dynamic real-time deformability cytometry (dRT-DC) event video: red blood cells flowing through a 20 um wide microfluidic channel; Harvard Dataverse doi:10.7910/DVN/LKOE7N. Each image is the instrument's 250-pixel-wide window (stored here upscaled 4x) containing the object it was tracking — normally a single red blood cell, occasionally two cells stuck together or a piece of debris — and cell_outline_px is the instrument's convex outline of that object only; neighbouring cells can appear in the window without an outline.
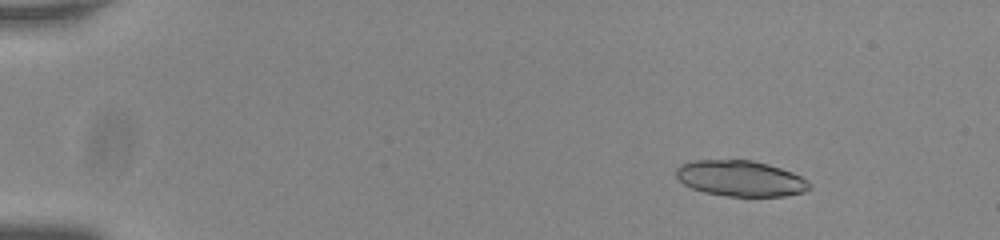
{"species": "common noctule bat (a hibernating species)", "species_latin": "Nyctalus noctula", "temperature_condition": "room temperature", "stored_images_in_passage": 51, "camera_frame_rate_fps": 3000, "um_per_image_px": 0.085, "animal": {"sex": "male", "body_mass_g": 20.0, "forearm_length_mm": 53.3}, "frame": {"image": 1, "passage_image": 3, "time_ms": 0.667, "image_size_px": [1000, 240], "cell_outline_px": [[812, 188], [804, 192], [784, 196], [728, 196], [704, 192], [692, 188], [684, 184], [676, 176], [676, 168], [680, 164], [692, 160], [752, 160], [768, 164], [792, 172], [808, 180], [812, 184]], "centroid_in_image_um": [62.96, 15.16], "position_along_channel_um": 22.0, "area_um2": 27.92}, "authors_computed_cell_mechanics": {"area_um2": 27.9174, "velocity_mm_per_s": 3.7594, "shape_relaxation_time_tau1_ms": 6.2213, "shape_relaxation_time_tau2_ms": 0.9512, "deformation_change_tau1": 0.2213, "deformation_change_tau2": 0.0713}}